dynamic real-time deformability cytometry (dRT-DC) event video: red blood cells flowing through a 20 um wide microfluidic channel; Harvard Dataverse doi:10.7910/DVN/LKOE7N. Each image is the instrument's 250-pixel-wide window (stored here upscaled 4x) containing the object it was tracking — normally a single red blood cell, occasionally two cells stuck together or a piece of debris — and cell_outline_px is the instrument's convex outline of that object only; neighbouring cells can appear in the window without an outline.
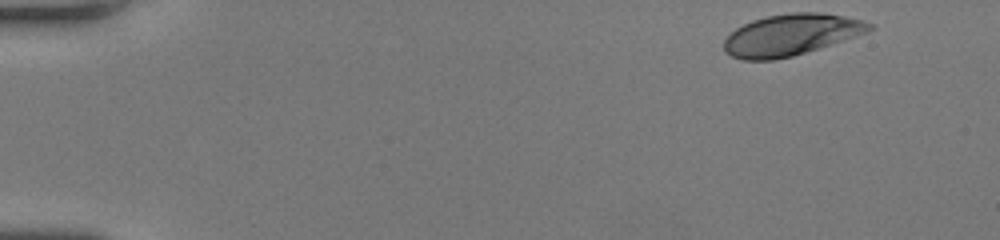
{"species": "human", "species_latin": "Homo sapiens", "temperature_condition": "room temperature", "stored_images_in_passage": 46, "camera_frame_rate_fps": 3000, "um_per_image_px": 0.085, "donor": {"sex": "female"}, "frame": {"image": 1, "passage_image": 1, "time_ms": 0.0, "image_size_px": [1000, 240], "cell_outline_px": [[876, 28], [868, 32], [832, 44], [792, 56], [772, 60], [744, 60], [732, 56], [724, 52], [724, 40], [736, 28], [752, 20], [768, 16], [792, 12], [820, 12], [844, 16], [860, 20], [872, 24]], "centroid_in_image_um": [67.24, 2.96], "position_along_channel_um": 17.8, "area_um2": 34.91}}
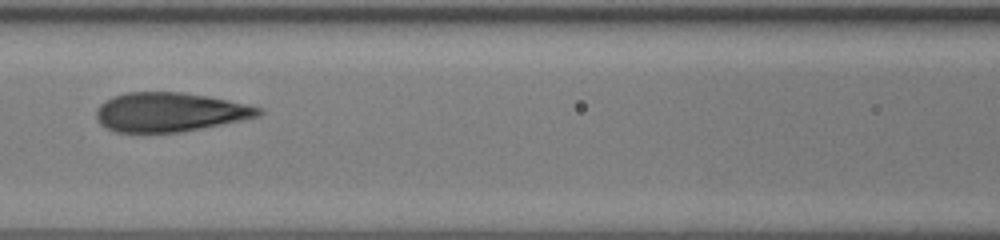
{"frame": {"image": 2, "passage_image": 20, "time_ms": 6.333, "image_size_px": [1000, 240], "cell_outline_px": [[264, 112], [260, 116], [180, 132], [116, 132], [104, 128], [96, 120], [96, 108], [100, 104], [112, 96], [124, 92], [180, 92], [204, 96], [244, 104], [260, 108]], "centroid_in_image_um": [14.33, 9.53], "position_along_channel_um": 152.3, "area_um2": 36.7}}
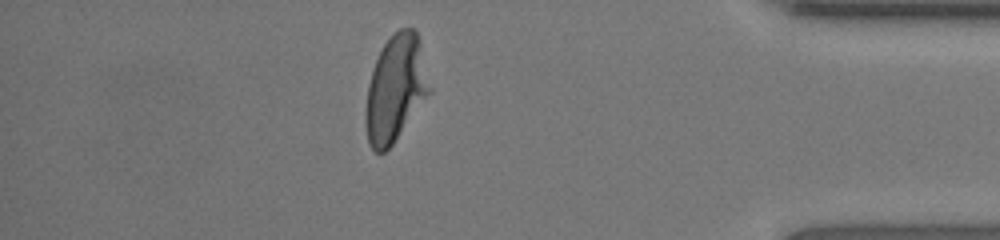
{"frame": {"image": 3, "passage_image": 40, "time_ms": 13.0, "image_size_px": [1000, 240], "cell_outline_px": [[432, 92], [392, 144], [384, 152], [376, 152], [368, 144], [364, 124], [364, 112], [368, 84], [372, 68], [384, 44], [392, 32], [400, 28], [412, 28], [416, 32], [420, 40], [432, 88]], "centroid_in_image_um": [33.62, 7.53], "position_along_channel_um": 401.6, "area_um2": 40.17}, "authors_computed_cell_mechanics": {"area_um2": 38.4081, "velocity_mm_per_s": 4.2275, "shape_relaxation_time_tau1_ms": 4.5719, "shape_relaxation_time_tau2_ms": 0.6748, "deformation_change_tau1": 0.1882, "deformation_change_tau2": 0.0769}}